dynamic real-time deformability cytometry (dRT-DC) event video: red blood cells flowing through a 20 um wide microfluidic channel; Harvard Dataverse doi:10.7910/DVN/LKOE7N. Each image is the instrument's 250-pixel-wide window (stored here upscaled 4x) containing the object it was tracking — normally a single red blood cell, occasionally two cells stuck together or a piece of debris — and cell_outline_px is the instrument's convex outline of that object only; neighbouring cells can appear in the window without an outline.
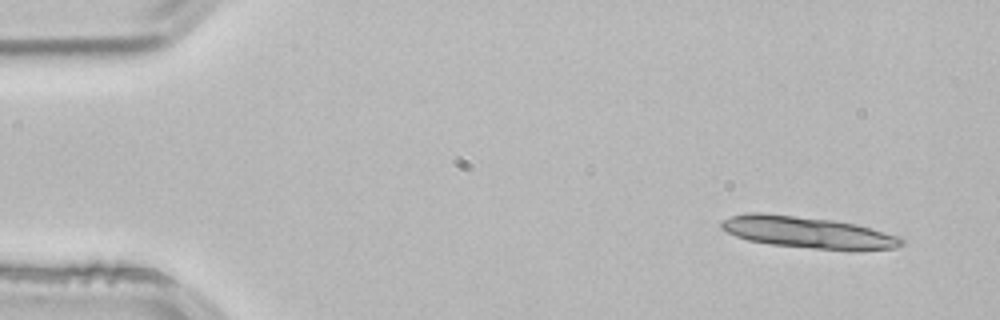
{"species": "common noctule bat (a hibernating species)", "species_latin": "Nyctalus noctula", "temperature_condition": "room temperature", "stored_images_in_passage": 4, "camera_frame_rate_fps": 3000, "um_per_image_px": 0.085, "animal": {"sex": "male", "body_mass_g": 21.5, "forearm_length_mm": 52.0}, "frame": {"image": 1, "passage_image": 1, "time_ms": 0.0, "image_size_px": [1000, 320], "cell_outline_px": [[904, 244], [892, 248], [816, 248], [772, 244], [748, 240], [736, 236], [720, 228], [720, 220], [728, 216], [748, 212], [760, 212], [832, 220], [856, 224], [872, 228], [896, 236], [904, 240]], "centroid_in_image_um": [68.52, 19.7], "position_along_channel_um": 16.5, "area_um2": 32.25}}